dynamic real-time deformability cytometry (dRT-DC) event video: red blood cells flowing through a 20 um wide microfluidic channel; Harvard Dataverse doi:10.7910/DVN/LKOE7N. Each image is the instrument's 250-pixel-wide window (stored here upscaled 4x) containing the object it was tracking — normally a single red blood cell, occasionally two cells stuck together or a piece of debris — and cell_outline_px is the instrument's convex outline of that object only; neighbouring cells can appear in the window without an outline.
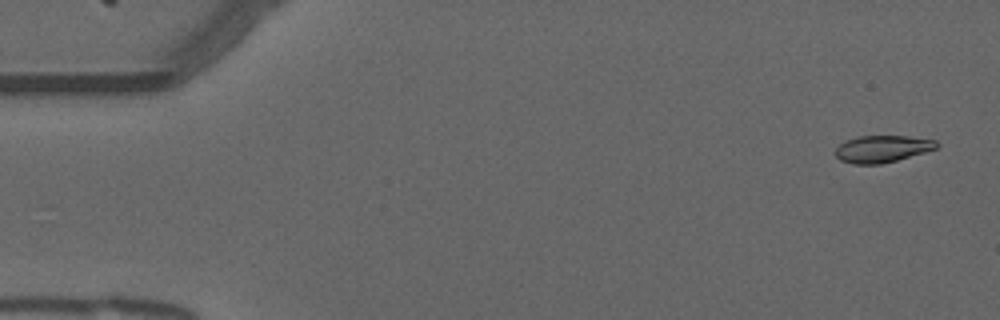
{"species": "common noctule bat (a hibernating species)", "species_latin": "Nyctalus noctula", "temperature_condition": "warm", "stored_images_in_passage": 6, "camera_frame_rate_fps": 3000, "um_per_image_px": 0.085, "animal": {"sex": "male", "forearm_length_mm": 52.5}, "frame": {"image": 1, "passage_image": 3, "time_ms": 0.667, "image_size_px": [1000, 320], "cell_outline_px": [[940, 144], [936, 148], [924, 152], [896, 160], [880, 164], [852, 164], [840, 160], [836, 156], [836, 148], [840, 144], [848, 140], [860, 136], [908, 136], [936, 140]], "centroid_in_image_um": [75.0, 12.65], "position_along_channel_um": 10.0, "area_um2": 15.72}}